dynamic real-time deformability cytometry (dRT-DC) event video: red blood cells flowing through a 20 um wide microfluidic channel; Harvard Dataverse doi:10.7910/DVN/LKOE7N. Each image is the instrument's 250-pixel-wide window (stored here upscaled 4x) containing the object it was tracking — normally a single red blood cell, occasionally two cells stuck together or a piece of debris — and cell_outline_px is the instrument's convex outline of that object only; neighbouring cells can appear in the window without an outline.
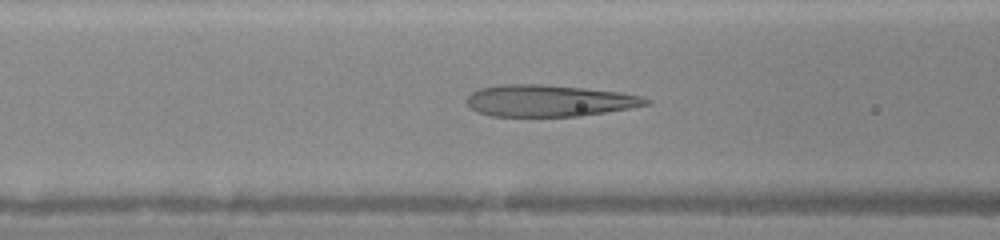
{"species": "human", "species_latin": "Homo sapiens", "temperature_condition": "warm", "stored_images_in_passage": 37, "camera_frame_rate_fps": 3000, "um_per_image_px": 0.085, "donor": {"sex": "female"}, "frame": {"image": 1, "passage_image": 11, "time_ms": 3.333, "image_size_px": [1000, 240], "cell_outline_px": [[652, 100], [648, 104], [628, 108], [580, 116], [492, 116], [476, 112], [464, 100], [472, 92], [480, 88], [500, 84], [540, 84], [584, 88], [620, 92], [640, 96]], "centroid_in_image_um": [46.62, 8.55], "position_along_channel_um": 120.0, "area_um2": 32.95}}
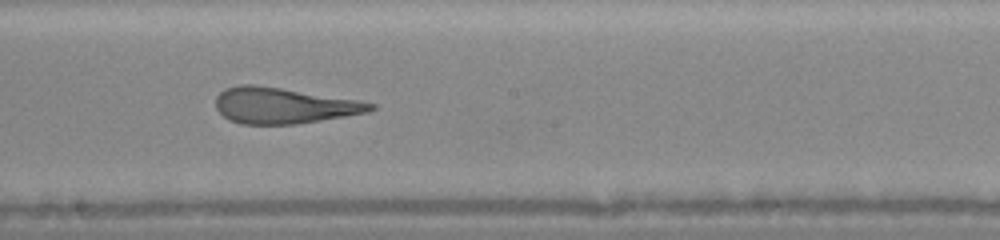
{"frame": {"image": 2, "passage_image": 18, "time_ms": 5.667, "image_size_px": [1000, 240], "cell_outline_px": [[376, 108], [368, 112], [296, 124], [240, 124], [228, 120], [216, 108], [216, 96], [220, 92], [228, 88], [240, 84], [252, 84], [280, 88], [360, 100], [376, 104]], "centroid_in_image_um": [24.1, 8.97], "position_along_channel_um": 224.1, "area_um2": 32.19}}
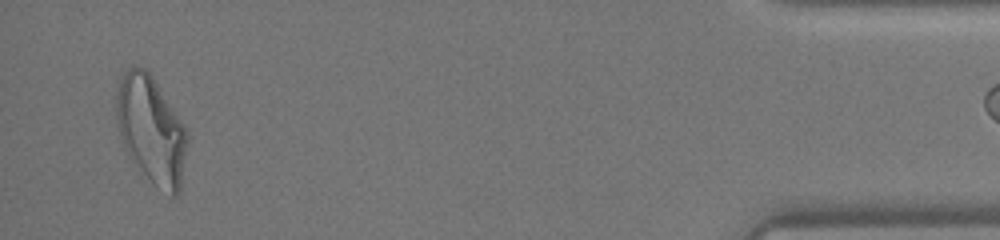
{"frame": {"image": 3, "passage_image": 36, "time_ms": 11.667, "image_size_px": [1000, 240], "cell_outline_px": [[188, 140], [180, 192], [176, 196], [172, 196], [152, 180], [144, 172], [128, 152], [124, 144], [120, 132], [116, 116], [116, 92], [120, 76], [128, 68], [144, 68], [152, 76], [184, 124], [188, 132]], "centroid_in_image_um": [12.88, 10.98], "position_along_channel_um": 422.3, "area_um2": 43.35}}